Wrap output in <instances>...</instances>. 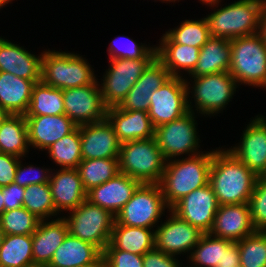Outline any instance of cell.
Returning a JSON list of instances; mask_svg holds the SVG:
<instances>
[{"mask_svg": "<svg viewBox=\"0 0 266 267\" xmlns=\"http://www.w3.org/2000/svg\"><path fill=\"white\" fill-rule=\"evenodd\" d=\"M0 152L29 157L28 127L24 115L8 114L0 125Z\"/></svg>", "mask_w": 266, "mask_h": 267, "instance_id": "cell-31", "label": "cell"}, {"mask_svg": "<svg viewBox=\"0 0 266 267\" xmlns=\"http://www.w3.org/2000/svg\"><path fill=\"white\" fill-rule=\"evenodd\" d=\"M25 159L29 158L23 157L18 163L14 182L22 187H27L33 184L48 183L50 180L52 167H50L48 164V167L45 165L40 166L38 164H35L34 166V163L32 162L28 163L27 161L26 163Z\"/></svg>", "mask_w": 266, "mask_h": 267, "instance_id": "cell-42", "label": "cell"}, {"mask_svg": "<svg viewBox=\"0 0 266 267\" xmlns=\"http://www.w3.org/2000/svg\"><path fill=\"white\" fill-rule=\"evenodd\" d=\"M106 119L121 143L155 137V127L148 112L129 111L114 106L107 108Z\"/></svg>", "mask_w": 266, "mask_h": 267, "instance_id": "cell-24", "label": "cell"}, {"mask_svg": "<svg viewBox=\"0 0 266 267\" xmlns=\"http://www.w3.org/2000/svg\"><path fill=\"white\" fill-rule=\"evenodd\" d=\"M188 112L187 86L184 78L171 76L152 93L148 115L155 128Z\"/></svg>", "mask_w": 266, "mask_h": 267, "instance_id": "cell-14", "label": "cell"}, {"mask_svg": "<svg viewBox=\"0 0 266 267\" xmlns=\"http://www.w3.org/2000/svg\"><path fill=\"white\" fill-rule=\"evenodd\" d=\"M118 158L121 173L145 184H159L167 162L155 137L121 143Z\"/></svg>", "mask_w": 266, "mask_h": 267, "instance_id": "cell-7", "label": "cell"}, {"mask_svg": "<svg viewBox=\"0 0 266 267\" xmlns=\"http://www.w3.org/2000/svg\"><path fill=\"white\" fill-rule=\"evenodd\" d=\"M222 0L206 4L211 9L205 19L210 36L234 39L258 33L263 0Z\"/></svg>", "mask_w": 266, "mask_h": 267, "instance_id": "cell-4", "label": "cell"}, {"mask_svg": "<svg viewBox=\"0 0 266 267\" xmlns=\"http://www.w3.org/2000/svg\"><path fill=\"white\" fill-rule=\"evenodd\" d=\"M140 184L138 180L119 172L107 182L87 191L86 200L116 216Z\"/></svg>", "mask_w": 266, "mask_h": 267, "instance_id": "cell-23", "label": "cell"}, {"mask_svg": "<svg viewBox=\"0 0 266 267\" xmlns=\"http://www.w3.org/2000/svg\"><path fill=\"white\" fill-rule=\"evenodd\" d=\"M3 238H4V232H3L2 229L0 228V246H1V244H2Z\"/></svg>", "mask_w": 266, "mask_h": 267, "instance_id": "cell-58", "label": "cell"}, {"mask_svg": "<svg viewBox=\"0 0 266 267\" xmlns=\"http://www.w3.org/2000/svg\"><path fill=\"white\" fill-rule=\"evenodd\" d=\"M23 207L40 220L60 217L55 209L49 182L25 187Z\"/></svg>", "mask_w": 266, "mask_h": 267, "instance_id": "cell-38", "label": "cell"}, {"mask_svg": "<svg viewBox=\"0 0 266 267\" xmlns=\"http://www.w3.org/2000/svg\"><path fill=\"white\" fill-rule=\"evenodd\" d=\"M20 157L0 152V186H7L15 181L16 168Z\"/></svg>", "mask_w": 266, "mask_h": 267, "instance_id": "cell-46", "label": "cell"}, {"mask_svg": "<svg viewBox=\"0 0 266 267\" xmlns=\"http://www.w3.org/2000/svg\"><path fill=\"white\" fill-rule=\"evenodd\" d=\"M231 66L230 40L210 36L201 47L196 67L188 77L229 72Z\"/></svg>", "mask_w": 266, "mask_h": 267, "instance_id": "cell-29", "label": "cell"}, {"mask_svg": "<svg viewBox=\"0 0 266 267\" xmlns=\"http://www.w3.org/2000/svg\"><path fill=\"white\" fill-rule=\"evenodd\" d=\"M251 221L256 230L266 231V182L259 177L248 200Z\"/></svg>", "mask_w": 266, "mask_h": 267, "instance_id": "cell-43", "label": "cell"}, {"mask_svg": "<svg viewBox=\"0 0 266 267\" xmlns=\"http://www.w3.org/2000/svg\"><path fill=\"white\" fill-rule=\"evenodd\" d=\"M143 42L124 34L116 35L107 47V59H143L156 46L153 43Z\"/></svg>", "mask_w": 266, "mask_h": 267, "instance_id": "cell-41", "label": "cell"}, {"mask_svg": "<svg viewBox=\"0 0 266 267\" xmlns=\"http://www.w3.org/2000/svg\"><path fill=\"white\" fill-rule=\"evenodd\" d=\"M157 39V58L171 76L187 78L197 65L200 49L175 43L166 33Z\"/></svg>", "mask_w": 266, "mask_h": 267, "instance_id": "cell-25", "label": "cell"}, {"mask_svg": "<svg viewBox=\"0 0 266 267\" xmlns=\"http://www.w3.org/2000/svg\"><path fill=\"white\" fill-rule=\"evenodd\" d=\"M65 114L62 90L37 82L32 90L31 100L24 116Z\"/></svg>", "mask_w": 266, "mask_h": 267, "instance_id": "cell-33", "label": "cell"}, {"mask_svg": "<svg viewBox=\"0 0 266 267\" xmlns=\"http://www.w3.org/2000/svg\"><path fill=\"white\" fill-rule=\"evenodd\" d=\"M259 178L262 181L266 182V169L259 175Z\"/></svg>", "mask_w": 266, "mask_h": 267, "instance_id": "cell-57", "label": "cell"}, {"mask_svg": "<svg viewBox=\"0 0 266 267\" xmlns=\"http://www.w3.org/2000/svg\"><path fill=\"white\" fill-rule=\"evenodd\" d=\"M202 17L185 18L165 33L177 44L201 48L210 37L208 24L203 14Z\"/></svg>", "mask_w": 266, "mask_h": 267, "instance_id": "cell-37", "label": "cell"}, {"mask_svg": "<svg viewBox=\"0 0 266 267\" xmlns=\"http://www.w3.org/2000/svg\"><path fill=\"white\" fill-rule=\"evenodd\" d=\"M41 80H27L9 72H0V109L7 114L25 115L34 85Z\"/></svg>", "mask_w": 266, "mask_h": 267, "instance_id": "cell-27", "label": "cell"}, {"mask_svg": "<svg viewBox=\"0 0 266 267\" xmlns=\"http://www.w3.org/2000/svg\"><path fill=\"white\" fill-rule=\"evenodd\" d=\"M3 200H4V195L2 193V187L0 186V216L5 211L4 201Z\"/></svg>", "mask_w": 266, "mask_h": 267, "instance_id": "cell-52", "label": "cell"}, {"mask_svg": "<svg viewBox=\"0 0 266 267\" xmlns=\"http://www.w3.org/2000/svg\"><path fill=\"white\" fill-rule=\"evenodd\" d=\"M30 150L44 152L51 144L70 134L77 125L65 114L25 116Z\"/></svg>", "mask_w": 266, "mask_h": 267, "instance_id": "cell-20", "label": "cell"}, {"mask_svg": "<svg viewBox=\"0 0 266 267\" xmlns=\"http://www.w3.org/2000/svg\"><path fill=\"white\" fill-rule=\"evenodd\" d=\"M203 234L170 210L155 229V248L186 260Z\"/></svg>", "mask_w": 266, "mask_h": 267, "instance_id": "cell-12", "label": "cell"}, {"mask_svg": "<svg viewBox=\"0 0 266 267\" xmlns=\"http://www.w3.org/2000/svg\"><path fill=\"white\" fill-rule=\"evenodd\" d=\"M107 267H143V255L119 249H104Z\"/></svg>", "mask_w": 266, "mask_h": 267, "instance_id": "cell-44", "label": "cell"}, {"mask_svg": "<svg viewBox=\"0 0 266 267\" xmlns=\"http://www.w3.org/2000/svg\"><path fill=\"white\" fill-rule=\"evenodd\" d=\"M218 208L215 193L207 184L185 195L170 210L205 234L211 230Z\"/></svg>", "mask_w": 266, "mask_h": 267, "instance_id": "cell-16", "label": "cell"}, {"mask_svg": "<svg viewBox=\"0 0 266 267\" xmlns=\"http://www.w3.org/2000/svg\"><path fill=\"white\" fill-rule=\"evenodd\" d=\"M240 267H266V231L254 233L237 241Z\"/></svg>", "mask_w": 266, "mask_h": 267, "instance_id": "cell-39", "label": "cell"}, {"mask_svg": "<svg viewBox=\"0 0 266 267\" xmlns=\"http://www.w3.org/2000/svg\"><path fill=\"white\" fill-rule=\"evenodd\" d=\"M231 242L205 233L186 261L195 267H218V264H223L225 249Z\"/></svg>", "mask_w": 266, "mask_h": 267, "instance_id": "cell-36", "label": "cell"}, {"mask_svg": "<svg viewBox=\"0 0 266 267\" xmlns=\"http://www.w3.org/2000/svg\"><path fill=\"white\" fill-rule=\"evenodd\" d=\"M207 150L191 157L166 162L159 185L170 209L191 191L209 184L213 148Z\"/></svg>", "mask_w": 266, "mask_h": 267, "instance_id": "cell-2", "label": "cell"}, {"mask_svg": "<svg viewBox=\"0 0 266 267\" xmlns=\"http://www.w3.org/2000/svg\"><path fill=\"white\" fill-rule=\"evenodd\" d=\"M80 139L82 159L119 157L121 142L107 119L80 125Z\"/></svg>", "mask_w": 266, "mask_h": 267, "instance_id": "cell-18", "label": "cell"}, {"mask_svg": "<svg viewBox=\"0 0 266 267\" xmlns=\"http://www.w3.org/2000/svg\"><path fill=\"white\" fill-rule=\"evenodd\" d=\"M62 217L69 234L97 246L102 252L110 243L115 216L109 210L85 200Z\"/></svg>", "mask_w": 266, "mask_h": 267, "instance_id": "cell-11", "label": "cell"}, {"mask_svg": "<svg viewBox=\"0 0 266 267\" xmlns=\"http://www.w3.org/2000/svg\"><path fill=\"white\" fill-rule=\"evenodd\" d=\"M184 263H186L185 260H184V262L182 261V262L179 264L178 267H195V266L191 265L188 261H187L186 264H184Z\"/></svg>", "mask_w": 266, "mask_h": 267, "instance_id": "cell-56", "label": "cell"}, {"mask_svg": "<svg viewBox=\"0 0 266 267\" xmlns=\"http://www.w3.org/2000/svg\"><path fill=\"white\" fill-rule=\"evenodd\" d=\"M49 186L55 209L61 217L77 208L87 198V191L77 169L53 168Z\"/></svg>", "mask_w": 266, "mask_h": 267, "instance_id": "cell-19", "label": "cell"}, {"mask_svg": "<svg viewBox=\"0 0 266 267\" xmlns=\"http://www.w3.org/2000/svg\"><path fill=\"white\" fill-rule=\"evenodd\" d=\"M266 114H255L244 125L238 143L224 145L258 177L266 169ZM229 146V147H228Z\"/></svg>", "mask_w": 266, "mask_h": 267, "instance_id": "cell-13", "label": "cell"}, {"mask_svg": "<svg viewBox=\"0 0 266 267\" xmlns=\"http://www.w3.org/2000/svg\"><path fill=\"white\" fill-rule=\"evenodd\" d=\"M7 115L8 114L4 110L0 109V125Z\"/></svg>", "mask_w": 266, "mask_h": 267, "instance_id": "cell-55", "label": "cell"}, {"mask_svg": "<svg viewBox=\"0 0 266 267\" xmlns=\"http://www.w3.org/2000/svg\"><path fill=\"white\" fill-rule=\"evenodd\" d=\"M102 255L97 246L67 233L47 267L84 266L97 261Z\"/></svg>", "mask_w": 266, "mask_h": 267, "instance_id": "cell-28", "label": "cell"}, {"mask_svg": "<svg viewBox=\"0 0 266 267\" xmlns=\"http://www.w3.org/2000/svg\"><path fill=\"white\" fill-rule=\"evenodd\" d=\"M157 57L156 46L143 59H112L97 78L102 100L107 108L118 106L138 81L147 66Z\"/></svg>", "mask_w": 266, "mask_h": 267, "instance_id": "cell-9", "label": "cell"}, {"mask_svg": "<svg viewBox=\"0 0 266 267\" xmlns=\"http://www.w3.org/2000/svg\"><path fill=\"white\" fill-rule=\"evenodd\" d=\"M248 203L219 205L209 234L233 242L254 233Z\"/></svg>", "mask_w": 266, "mask_h": 267, "instance_id": "cell-21", "label": "cell"}, {"mask_svg": "<svg viewBox=\"0 0 266 267\" xmlns=\"http://www.w3.org/2000/svg\"><path fill=\"white\" fill-rule=\"evenodd\" d=\"M258 34L266 44V0H263V6L260 14L259 30Z\"/></svg>", "mask_w": 266, "mask_h": 267, "instance_id": "cell-49", "label": "cell"}, {"mask_svg": "<svg viewBox=\"0 0 266 267\" xmlns=\"http://www.w3.org/2000/svg\"><path fill=\"white\" fill-rule=\"evenodd\" d=\"M40 219L24 207L4 211L0 216V228L4 235H29L33 234Z\"/></svg>", "mask_w": 266, "mask_h": 267, "instance_id": "cell-40", "label": "cell"}, {"mask_svg": "<svg viewBox=\"0 0 266 267\" xmlns=\"http://www.w3.org/2000/svg\"><path fill=\"white\" fill-rule=\"evenodd\" d=\"M67 233L66 221L61 216L49 220H40L36 231L32 234L34 264L47 266Z\"/></svg>", "mask_w": 266, "mask_h": 267, "instance_id": "cell-26", "label": "cell"}, {"mask_svg": "<svg viewBox=\"0 0 266 267\" xmlns=\"http://www.w3.org/2000/svg\"><path fill=\"white\" fill-rule=\"evenodd\" d=\"M171 77L164 64L156 57L144 70L126 97L118 105L129 111H149L152 93Z\"/></svg>", "mask_w": 266, "mask_h": 267, "instance_id": "cell-22", "label": "cell"}, {"mask_svg": "<svg viewBox=\"0 0 266 267\" xmlns=\"http://www.w3.org/2000/svg\"><path fill=\"white\" fill-rule=\"evenodd\" d=\"M182 261L184 259L165 254L156 248L143 255V267H178Z\"/></svg>", "mask_w": 266, "mask_h": 267, "instance_id": "cell-45", "label": "cell"}, {"mask_svg": "<svg viewBox=\"0 0 266 267\" xmlns=\"http://www.w3.org/2000/svg\"><path fill=\"white\" fill-rule=\"evenodd\" d=\"M7 38L0 36V72H9L27 80H41L44 50L36 54L20 42Z\"/></svg>", "mask_w": 266, "mask_h": 267, "instance_id": "cell-17", "label": "cell"}, {"mask_svg": "<svg viewBox=\"0 0 266 267\" xmlns=\"http://www.w3.org/2000/svg\"><path fill=\"white\" fill-rule=\"evenodd\" d=\"M169 211L160 185L141 183L116 214L114 224L156 229Z\"/></svg>", "mask_w": 266, "mask_h": 267, "instance_id": "cell-10", "label": "cell"}, {"mask_svg": "<svg viewBox=\"0 0 266 267\" xmlns=\"http://www.w3.org/2000/svg\"><path fill=\"white\" fill-rule=\"evenodd\" d=\"M155 248V229L114 224L105 249H119L144 255Z\"/></svg>", "mask_w": 266, "mask_h": 267, "instance_id": "cell-30", "label": "cell"}, {"mask_svg": "<svg viewBox=\"0 0 266 267\" xmlns=\"http://www.w3.org/2000/svg\"><path fill=\"white\" fill-rule=\"evenodd\" d=\"M218 1H221V0H198V2L204 6L206 4H209V3H212V2H218ZM223 2H225L224 0H222Z\"/></svg>", "mask_w": 266, "mask_h": 267, "instance_id": "cell-54", "label": "cell"}, {"mask_svg": "<svg viewBox=\"0 0 266 267\" xmlns=\"http://www.w3.org/2000/svg\"><path fill=\"white\" fill-rule=\"evenodd\" d=\"M231 66L229 73L244 87L266 88V44L258 33L230 40Z\"/></svg>", "mask_w": 266, "mask_h": 267, "instance_id": "cell-6", "label": "cell"}, {"mask_svg": "<svg viewBox=\"0 0 266 267\" xmlns=\"http://www.w3.org/2000/svg\"><path fill=\"white\" fill-rule=\"evenodd\" d=\"M12 2H14V0H0V11H3V8L8 7L9 4H13Z\"/></svg>", "mask_w": 266, "mask_h": 267, "instance_id": "cell-53", "label": "cell"}, {"mask_svg": "<svg viewBox=\"0 0 266 267\" xmlns=\"http://www.w3.org/2000/svg\"><path fill=\"white\" fill-rule=\"evenodd\" d=\"M202 118L189 111L182 117L155 128L158 147L167 161L191 157L205 151L201 144L204 140H201L202 134L198 130V122Z\"/></svg>", "mask_w": 266, "mask_h": 267, "instance_id": "cell-8", "label": "cell"}, {"mask_svg": "<svg viewBox=\"0 0 266 267\" xmlns=\"http://www.w3.org/2000/svg\"><path fill=\"white\" fill-rule=\"evenodd\" d=\"M32 264V234L4 235L0 246V267H25Z\"/></svg>", "mask_w": 266, "mask_h": 267, "instance_id": "cell-34", "label": "cell"}, {"mask_svg": "<svg viewBox=\"0 0 266 267\" xmlns=\"http://www.w3.org/2000/svg\"><path fill=\"white\" fill-rule=\"evenodd\" d=\"M25 267H47L46 265H41V264H32L29 266H25Z\"/></svg>", "mask_w": 266, "mask_h": 267, "instance_id": "cell-59", "label": "cell"}, {"mask_svg": "<svg viewBox=\"0 0 266 267\" xmlns=\"http://www.w3.org/2000/svg\"><path fill=\"white\" fill-rule=\"evenodd\" d=\"M43 153L55 165L57 169H77L83 160L81 156L80 126H77L70 134L51 144ZM59 166V167H58Z\"/></svg>", "mask_w": 266, "mask_h": 267, "instance_id": "cell-32", "label": "cell"}, {"mask_svg": "<svg viewBox=\"0 0 266 267\" xmlns=\"http://www.w3.org/2000/svg\"><path fill=\"white\" fill-rule=\"evenodd\" d=\"M86 191L99 186L120 172L119 158L83 159L77 167Z\"/></svg>", "mask_w": 266, "mask_h": 267, "instance_id": "cell-35", "label": "cell"}, {"mask_svg": "<svg viewBox=\"0 0 266 267\" xmlns=\"http://www.w3.org/2000/svg\"><path fill=\"white\" fill-rule=\"evenodd\" d=\"M218 267H240V252L237 242H231L225 249L223 264Z\"/></svg>", "mask_w": 266, "mask_h": 267, "instance_id": "cell-48", "label": "cell"}, {"mask_svg": "<svg viewBox=\"0 0 266 267\" xmlns=\"http://www.w3.org/2000/svg\"><path fill=\"white\" fill-rule=\"evenodd\" d=\"M185 82L189 111L203 117L201 121L220 117L241 90L229 72L187 77Z\"/></svg>", "mask_w": 266, "mask_h": 267, "instance_id": "cell-3", "label": "cell"}, {"mask_svg": "<svg viewBox=\"0 0 266 267\" xmlns=\"http://www.w3.org/2000/svg\"><path fill=\"white\" fill-rule=\"evenodd\" d=\"M79 267H107V263L105 261L104 256L102 255L97 261Z\"/></svg>", "mask_w": 266, "mask_h": 267, "instance_id": "cell-50", "label": "cell"}, {"mask_svg": "<svg viewBox=\"0 0 266 267\" xmlns=\"http://www.w3.org/2000/svg\"><path fill=\"white\" fill-rule=\"evenodd\" d=\"M257 178L225 146L213 148L209 184L219 205L248 203Z\"/></svg>", "mask_w": 266, "mask_h": 267, "instance_id": "cell-1", "label": "cell"}, {"mask_svg": "<svg viewBox=\"0 0 266 267\" xmlns=\"http://www.w3.org/2000/svg\"><path fill=\"white\" fill-rule=\"evenodd\" d=\"M77 51L45 48L42 56L41 81L65 90L94 83L98 70Z\"/></svg>", "mask_w": 266, "mask_h": 267, "instance_id": "cell-5", "label": "cell"}, {"mask_svg": "<svg viewBox=\"0 0 266 267\" xmlns=\"http://www.w3.org/2000/svg\"><path fill=\"white\" fill-rule=\"evenodd\" d=\"M24 192L25 187H22L15 182L2 187L5 211L23 207Z\"/></svg>", "mask_w": 266, "mask_h": 267, "instance_id": "cell-47", "label": "cell"}, {"mask_svg": "<svg viewBox=\"0 0 266 267\" xmlns=\"http://www.w3.org/2000/svg\"><path fill=\"white\" fill-rule=\"evenodd\" d=\"M145 1V0H144ZM148 1V0H147ZM152 1L155 3V2H160V3H165L166 5H168V3H169V6L170 5H175L176 3H179V2H181V0H151V3H152ZM183 1V0H182ZM171 3V4H170ZM173 3V4H172ZM175 3V4H174Z\"/></svg>", "mask_w": 266, "mask_h": 267, "instance_id": "cell-51", "label": "cell"}, {"mask_svg": "<svg viewBox=\"0 0 266 267\" xmlns=\"http://www.w3.org/2000/svg\"><path fill=\"white\" fill-rule=\"evenodd\" d=\"M65 115L77 126L106 119L99 80L94 83L62 90Z\"/></svg>", "mask_w": 266, "mask_h": 267, "instance_id": "cell-15", "label": "cell"}]
</instances>
